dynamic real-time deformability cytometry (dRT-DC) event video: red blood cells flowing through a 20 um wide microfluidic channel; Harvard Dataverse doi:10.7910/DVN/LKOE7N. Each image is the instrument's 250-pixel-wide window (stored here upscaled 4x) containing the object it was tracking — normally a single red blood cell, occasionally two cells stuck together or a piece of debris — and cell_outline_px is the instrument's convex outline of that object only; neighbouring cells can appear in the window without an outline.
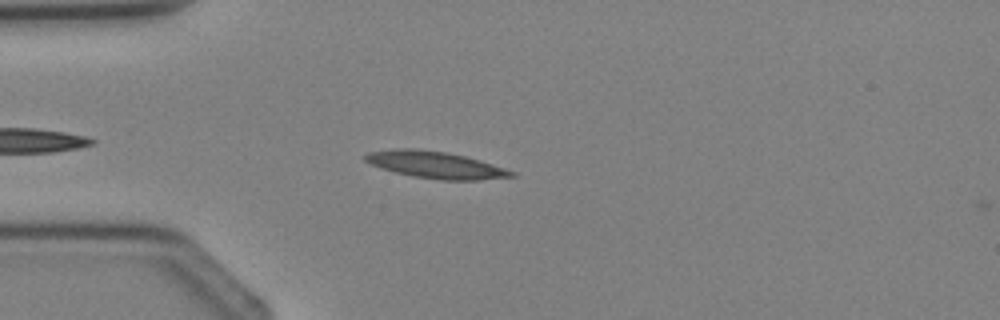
{"species": "Egyptian fruit bat (a non-hibernating species)", "species_latin": "Rousettus aegyptiacus", "temperature_condition": "cold", "stored_images_in_passage": 3, "camera_frame_rate_fps": 3000, "um_per_image_px": 0.085, "animal": {"sex": "female"}, "frame": {"image": 1, "passage_image": 2, "time_ms": 1.333, "image_size_px": [1000, 320], "cell_outline_px": [[516, 176], [476, 180], [440, 180], [412, 176], [396, 172], [372, 164], [364, 160], [364, 156], [368, 152], [392, 148], [416, 148], [444, 152], [464, 156], [480, 160], [516, 172]], "centroid_in_image_um": [37.01, 14.0], "position_along_channel_um": 48.0, "area_um2": 22.72}}